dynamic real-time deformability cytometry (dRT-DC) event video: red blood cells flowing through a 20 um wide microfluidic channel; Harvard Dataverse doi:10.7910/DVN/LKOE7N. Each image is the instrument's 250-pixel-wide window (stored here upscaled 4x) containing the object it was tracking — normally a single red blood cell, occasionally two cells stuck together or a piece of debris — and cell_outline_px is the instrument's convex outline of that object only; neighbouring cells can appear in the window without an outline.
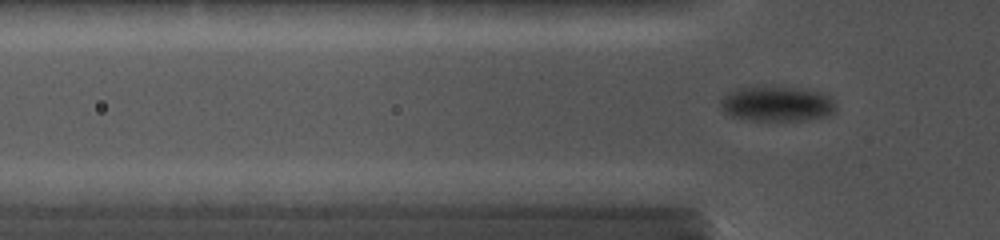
{"species": "common noctule bat (a hibernating species)", "species_latin": "Nyctalus noctula", "temperature_condition": "cold", "stored_images_in_passage": 83, "camera_frame_rate_fps": 5000, "um_per_image_px": 0.085, "animal": {"sex": "female", "body_mass_g": 19.0, "forearm_length_mm": 56.7}, "frame": {"image": 1, "passage_image": 25, "time_ms": 4.8, "image_size_px": [1000, 240], "cell_outline_px": [[836, 112], [824, 116], [804, 120], [752, 120], [732, 116], [724, 112], [720, 108], [720, 100], [728, 92], [736, 88], [772, 84], [804, 88], [820, 92], [828, 96], [836, 104]], "centroid_in_image_um": [66.02, 8.78], "position_along_channel_um": 59.8, "area_um2": 24.22}}
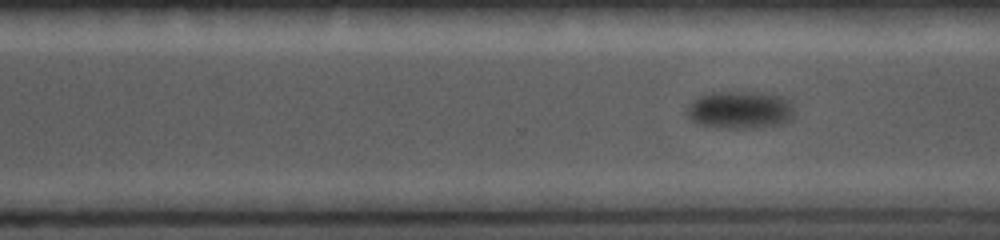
{"frame": {"image": 2, "passage_image": 58, "time_ms": 11.4, "image_size_px": [1000, 240], "cell_outline_px": [[792, 116], [788, 120], [780, 124], [756, 128], [724, 128], [700, 124], [692, 120], [684, 112], [688, 104], [692, 100], [708, 92], [760, 92], [780, 96], [788, 100], [792, 104]], "centroid_in_image_um": [62.85, 9.33], "position_along_channel_um": 307.8, "area_um2": 23.58}}
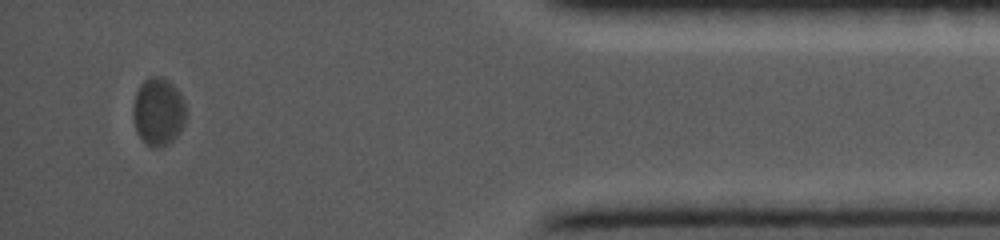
{"frame": {"image": 3, "passage_image": 78, "time_ms": 15.4, "image_size_px": [1000, 240], "cell_outline_px": [[184, 124], [176, 136], [168, 144], [160, 148], [152, 148], [136, 132], [132, 116], [132, 108], [136, 92], [140, 84], [148, 76], [160, 76], [168, 80], [180, 92], [184, 100]], "centroid_in_image_um": [13.43, 9.47], "position_along_channel_um": 421.8, "area_um2": 20.98}}